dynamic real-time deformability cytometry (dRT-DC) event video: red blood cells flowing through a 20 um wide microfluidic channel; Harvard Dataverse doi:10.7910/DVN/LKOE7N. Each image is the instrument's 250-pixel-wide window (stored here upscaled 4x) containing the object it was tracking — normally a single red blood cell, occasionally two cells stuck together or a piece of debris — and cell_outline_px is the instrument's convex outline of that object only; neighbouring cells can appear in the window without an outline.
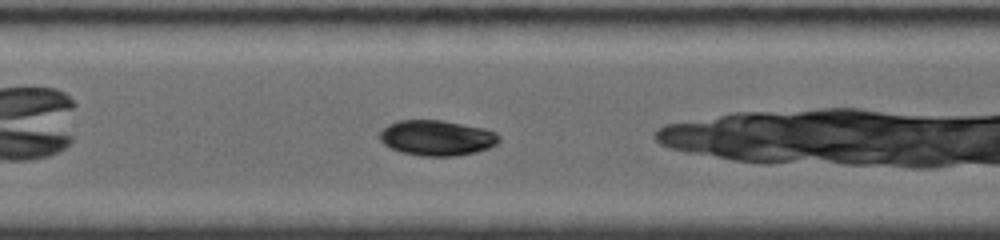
{"species": "common noctule bat (a hibernating species)", "species_latin": "Nyctalus noctula", "temperature_condition": "room temperature", "stored_images_in_passage": 18, "camera_frame_rate_fps": 4000, "um_per_image_px": 0.085, "animal": {"sex": "female", "body_mass_g": 19.0, "forearm_length_mm": 56.7}, "frame": {"image": 1, "passage_image": 8, "time_ms": 2.5, "image_size_px": [1000, 240], "cell_outline_px": [[500, 140], [496, 144], [488, 148], [476, 152], [456, 156], [420, 156], [400, 152], [384, 144], [376, 136], [388, 124], [396, 120], [440, 120], [484, 128], [496, 132], [500, 136]], "centroid_in_image_um": [37.11, 11.72], "position_along_channel_um": 170.3, "area_um2": 24.8}}